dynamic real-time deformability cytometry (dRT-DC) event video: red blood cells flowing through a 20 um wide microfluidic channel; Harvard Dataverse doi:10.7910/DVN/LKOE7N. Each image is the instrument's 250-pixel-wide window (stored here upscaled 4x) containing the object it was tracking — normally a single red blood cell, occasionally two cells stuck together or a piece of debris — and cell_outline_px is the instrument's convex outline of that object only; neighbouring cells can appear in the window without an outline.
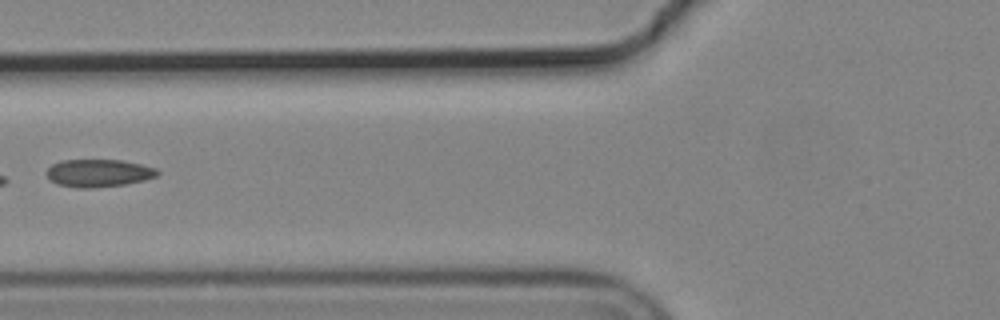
{"species": "common noctule bat (a hibernating species)", "species_latin": "Nyctalus noctula", "temperature_condition": "cold", "stored_images_in_passage": 3, "camera_frame_rate_fps": 3000, "um_per_image_px": 0.085, "animal": {"sex": "male", "body_mass_g": 19.2, "forearm_length_mm": 51.8}, "frame": {"image": 1, "passage_image": 3, "time_ms": 0.667, "image_size_px": [1000, 320], "cell_outline_px": [[160, 172], [156, 176], [144, 180], [124, 184], [92, 188], [80, 188], [60, 184], [52, 180], [44, 172], [52, 164], [60, 160], [120, 160], [140, 164], [156, 168]], "centroid_in_image_um": [8.37, 14.7], "position_along_channel_um": 117.4, "area_um2": 17.69}}